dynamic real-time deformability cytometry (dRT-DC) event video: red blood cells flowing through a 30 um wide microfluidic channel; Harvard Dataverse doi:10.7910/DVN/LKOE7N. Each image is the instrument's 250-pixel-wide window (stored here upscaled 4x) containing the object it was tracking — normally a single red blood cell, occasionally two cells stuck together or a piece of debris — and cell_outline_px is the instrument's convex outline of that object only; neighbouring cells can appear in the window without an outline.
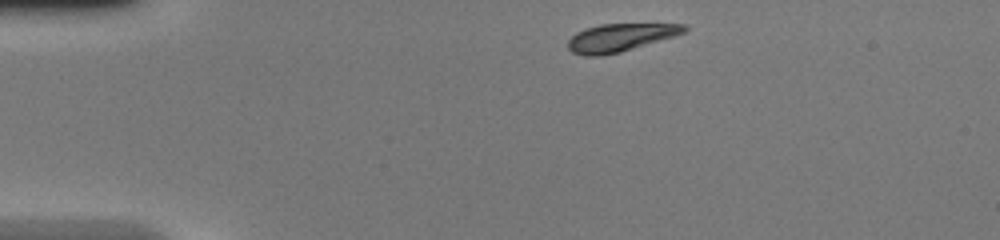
{"species": "common noctule bat (a hibernating species)", "species_latin": "Nyctalus noctula", "temperature_condition": "warm", "stored_images_in_passage": 38, "camera_frame_rate_fps": 3000, "um_per_image_px": 0.085, "animal": {"sex": "female", "body_mass_g": 20.0, "forearm_length_mm": 54.0}, "frame": {"image": 1, "passage_image": 1, "time_ms": 0.0, "image_size_px": [1000, 240], "cell_outline_px": [[688, 28], [684, 32], [676, 36], [620, 52], [600, 56], [584, 56], [572, 52], [568, 48], [568, 40], [576, 32], [584, 28], [600, 24], [684, 24]], "centroid_in_image_um": [52.69, 3.19], "position_along_channel_um": 32.3, "area_um2": 18.9}}
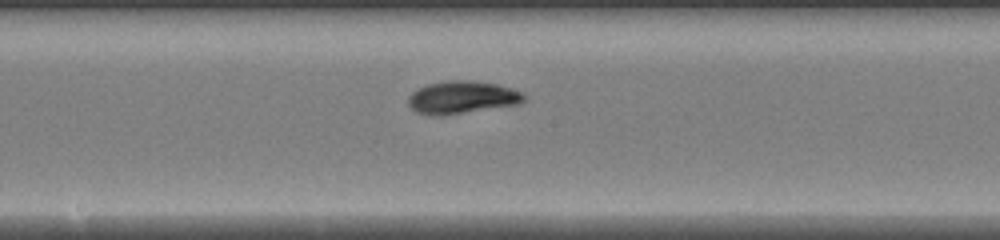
{"frame": {"image": 2, "passage_image": 17, "time_ms": 5.333, "image_size_px": [1000, 240], "cell_outline_px": [[528, 96], [524, 100], [516, 104], [440, 116], [432, 116], [416, 112], [408, 104], [408, 96], [412, 92], [428, 84], [448, 80], [472, 80], [496, 84], [524, 92]], "centroid_in_image_um": [39.26, 8.27], "position_along_channel_um": 208.9, "area_um2": 21.91}}
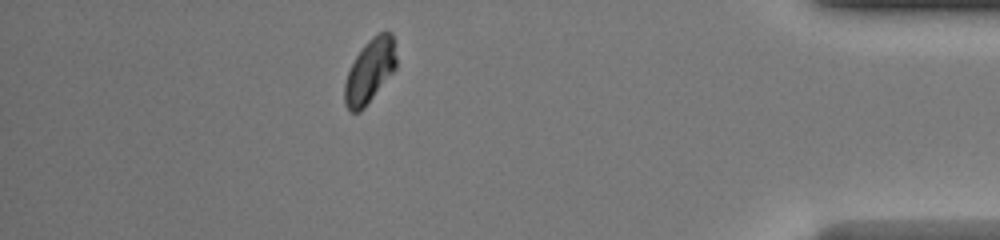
{"frame": {"image": 3, "passage_image": 33, "time_ms": 10.667, "image_size_px": [1000, 240], "cell_outline_px": [[396, 68], [364, 108], [360, 112], [348, 112], [344, 104], [344, 84], [348, 72], [356, 56], [364, 44], [372, 36], [380, 32], [392, 32], [396, 56]], "centroid_in_image_um": [31.41, 6.05], "position_along_channel_um": 403.8, "area_um2": 19.19}}